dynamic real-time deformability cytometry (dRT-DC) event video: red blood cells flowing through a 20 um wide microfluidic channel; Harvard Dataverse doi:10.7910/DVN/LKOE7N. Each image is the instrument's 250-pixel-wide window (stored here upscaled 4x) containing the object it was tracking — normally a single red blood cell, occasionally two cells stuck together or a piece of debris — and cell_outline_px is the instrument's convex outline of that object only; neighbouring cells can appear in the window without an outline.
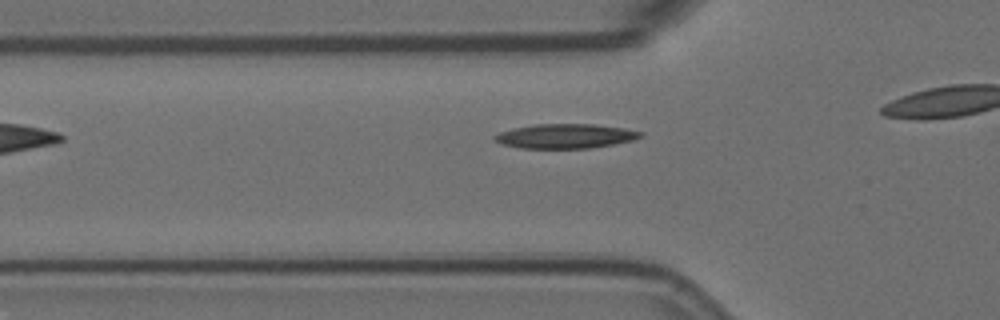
{"species": "Egyptian fruit bat (a non-hibernating species)", "species_latin": "Rousettus aegyptiacus", "temperature_condition": "room temperature", "stored_images_in_passage": 5, "camera_frame_rate_fps": 3000, "um_per_image_px": 0.085, "animal": {"sex": "female"}, "frame": {"image": 1, "passage_image": 5, "time_ms": 1.333, "image_size_px": [1000, 320], "cell_outline_px": [[644, 136], [632, 140], [592, 148], [520, 148], [504, 144], [492, 140], [492, 136], [500, 132], [516, 128], [536, 124], [592, 124], [624, 128], [644, 132]], "centroid_in_image_um": [48.07, 11.57], "position_along_channel_um": 77.7, "area_um2": 20.69}}